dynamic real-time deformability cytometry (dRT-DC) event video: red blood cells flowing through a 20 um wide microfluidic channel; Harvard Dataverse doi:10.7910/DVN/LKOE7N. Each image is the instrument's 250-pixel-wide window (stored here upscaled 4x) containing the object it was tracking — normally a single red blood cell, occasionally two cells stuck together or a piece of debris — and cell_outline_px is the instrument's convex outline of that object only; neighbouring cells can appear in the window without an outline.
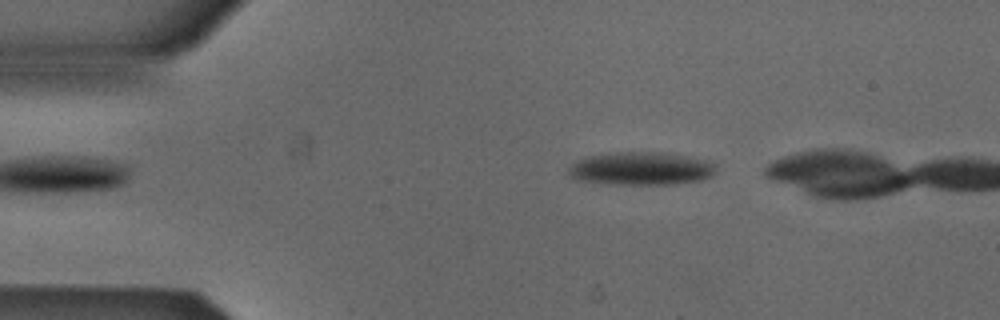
{"species": "Egyptian fruit bat (a non-hibernating species)", "species_latin": "Rousettus aegyptiacus", "temperature_condition": "cold", "stored_images_in_passage": 9, "camera_frame_rate_fps": 3000, "um_per_image_px": 0.085, "animal": {"sex": "male"}, "frame": {"image": 1, "passage_image": 3, "time_ms": 0.667, "image_size_px": [1000, 320], "cell_outline_px": [[716, 172], [712, 176], [700, 180], [676, 184], [620, 184], [584, 180], [572, 176], [568, 172], [568, 168], [576, 160], [584, 156], [608, 152], [664, 152], [712, 160], [716, 164]], "centroid_in_image_um": [54.57, 14.3], "position_along_channel_um": 30.4, "area_um2": 28.67}}